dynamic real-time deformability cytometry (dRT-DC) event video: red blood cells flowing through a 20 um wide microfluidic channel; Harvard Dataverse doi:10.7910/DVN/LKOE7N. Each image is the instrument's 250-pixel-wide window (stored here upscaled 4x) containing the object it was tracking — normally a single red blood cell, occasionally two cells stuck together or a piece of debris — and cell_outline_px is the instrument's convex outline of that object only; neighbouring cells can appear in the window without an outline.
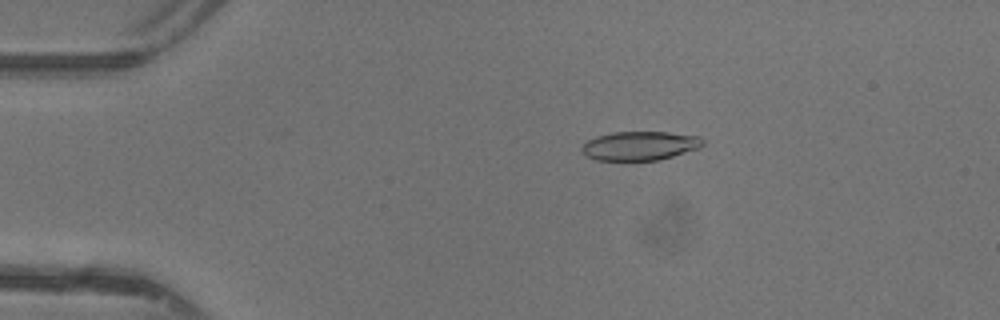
{"species": "common noctule bat (a hibernating species)", "species_latin": "Nyctalus noctula", "temperature_condition": "warm", "stored_images_in_passage": 44, "camera_frame_rate_fps": 3000, "um_per_image_px": 0.085, "animal": {"sex": "female"}, "frame": {"image": 1, "passage_image": 5, "time_ms": 1.333, "image_size_px": [1000, 320], "cell_outline_px": [[704, 144], [700, 148], [660, 160], [596, 160], [588, 156], [580, 148], [588, 140], [596, 136], [612, 132], [668, 132], [700, 136], [704, 140]], "centroid_in_image_um": [54.43, 12.38], "position_along_channel_um": 30.6, "area_um2": 20.46}}
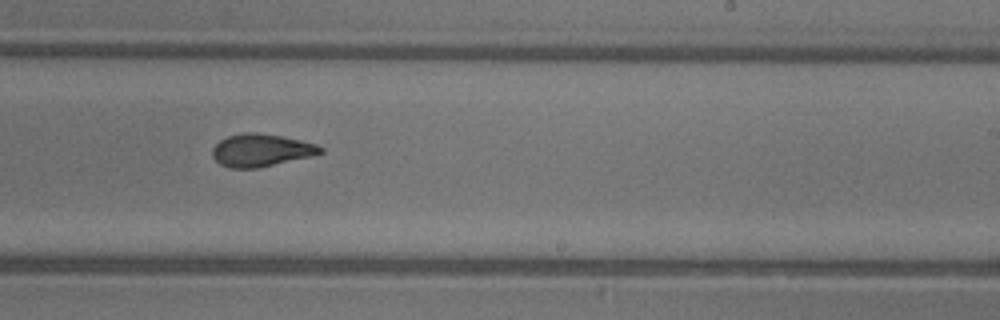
{"frame": {"image": 2, "passage_image": 25, "time_ms": 8.0, "image_size_px": [1000, 320], "cell_outline_px": [[324, 152], [312, 156], [256, 168], [228, 168], [220, 164], [212, 156], [212, 148], [220, 140], [228, 136], [244, 132], [256, 132], [280, 136], [300, 140], [316, 144], [324, 148]], "centroid_in_image_um": [22.18, 12.77], "position_along_channel_um": 266.8, "area_um2": 20.46}}
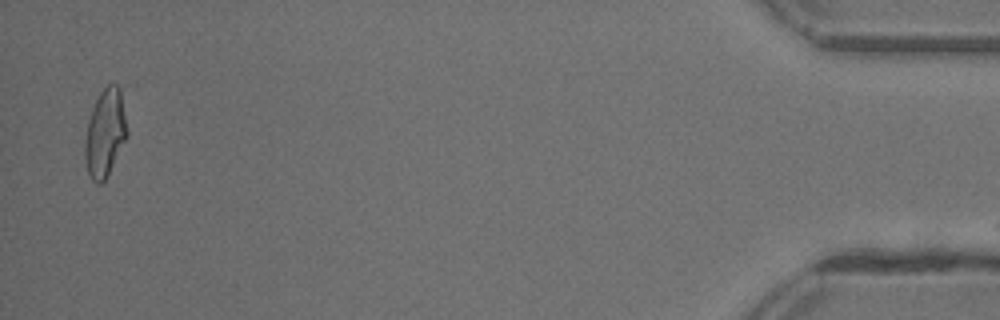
{"frame": {"image": 3, "passage_image": 42, "time_ms": 13.667, "image_size_px": [1000, 320], "cell_outline_px": [[128, 136], [104, 180], [100, 184], [96, 184], [92, 180], [88, 172], [84, 156], [84, 144], [88, 120], [92, 108], [100, 92], [108, 84], [116, 84], [120, 88], [128, 132]], "centroid_in_image_um": [8.93, 11.3], "position_along_channel_um": 426.3, "area_um2": 21.39}, "authors_computed_cell_mechanics": {"area_um2": 21.0681, "velocity_mm_per_s": 4.4148, "shape_relaxation_time_tau1_ms": 5.2189, "shape_relaxation_time_tau2_ms": 1.3616, "deformation_change_tau1": 0.197, "deformation_change_tau2": 0.0671}}